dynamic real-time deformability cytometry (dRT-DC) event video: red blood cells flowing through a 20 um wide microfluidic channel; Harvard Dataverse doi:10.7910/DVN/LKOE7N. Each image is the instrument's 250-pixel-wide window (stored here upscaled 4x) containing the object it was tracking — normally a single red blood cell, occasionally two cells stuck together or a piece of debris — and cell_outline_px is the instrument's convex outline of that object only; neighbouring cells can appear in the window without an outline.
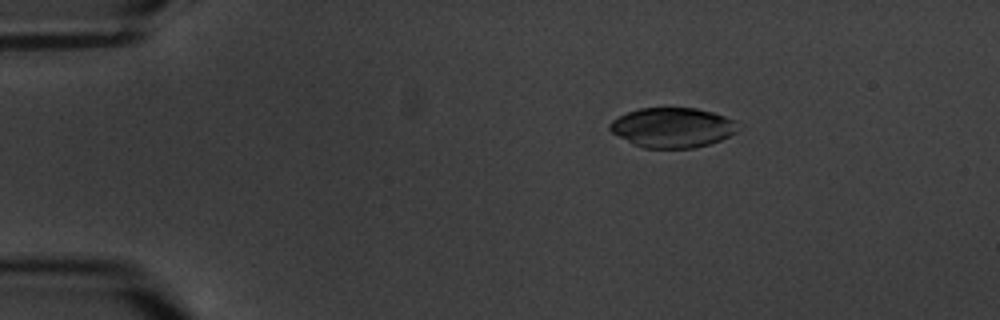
{"species": "common noctule bat (a hibernating species)", "species_latin": "Nyctalus noctula", "temperature_condition": "warm", "stored_images_in_passage": 7, "camera_frame_rate_fps": 3000, "um_per_image_px": 0.085, "animal": {"sex": "male", "body_mass_g": 20.1, "forearm_length_mm": 53.5}, "frame": {"image": 1, "passage_image": 3, "time_ms": 2.667, "image_size_px": [1000, 320], "cell_outline_px": [[736, 132], [720, 140], [696, 148], [644, 148], [632, 144], [612, 132], [608, 128], [608, 124], [612, 120], [628, 112], [640, 108], [696, 108], [712, 112], [736, 120]], "centroid_in_image_um": [57.14, 10.85], "position_along_channel_um": 27.9, "area_um2": 29.65}}